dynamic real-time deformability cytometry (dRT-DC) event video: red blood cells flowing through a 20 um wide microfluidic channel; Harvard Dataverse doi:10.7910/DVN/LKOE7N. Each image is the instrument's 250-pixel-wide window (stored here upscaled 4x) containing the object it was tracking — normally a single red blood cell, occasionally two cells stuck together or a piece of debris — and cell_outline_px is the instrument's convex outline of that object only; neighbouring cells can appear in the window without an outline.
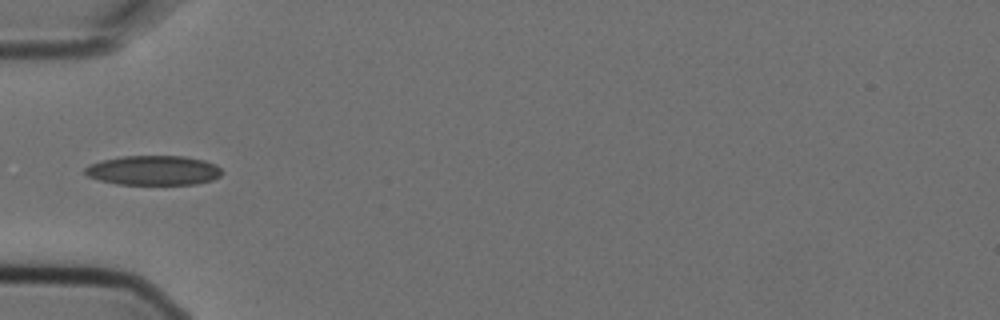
{"species": "Egyptian fruit bat (a non-hibernating species)", "species_latin": "Rousettus aegyptiacus", "temperature_condition": "cold", "stored_images_in_passage": 4, "camera_frame_rate_fps": 3000, "um_per_image_px": 0.085, "animal": {"sex": "female"}, "frame": {"image": 1, "passage_image": 4, "time_ms": 1.0, "image_size_px": [1000, 320], "cell_outline_px": [[224, 172], [220, 176], [212, 180], [196, 184], [116, 184], [100, 180], [88, 176], [84, 172], [84, 168], [88, 164], [100, 160], [120, 156], [184, 156], [204, 160], [216, 164]], "centroid_in_image_um": [13.04, 14.47], "position_along_channel_um": 72.0, "area_um2": 23.81}}